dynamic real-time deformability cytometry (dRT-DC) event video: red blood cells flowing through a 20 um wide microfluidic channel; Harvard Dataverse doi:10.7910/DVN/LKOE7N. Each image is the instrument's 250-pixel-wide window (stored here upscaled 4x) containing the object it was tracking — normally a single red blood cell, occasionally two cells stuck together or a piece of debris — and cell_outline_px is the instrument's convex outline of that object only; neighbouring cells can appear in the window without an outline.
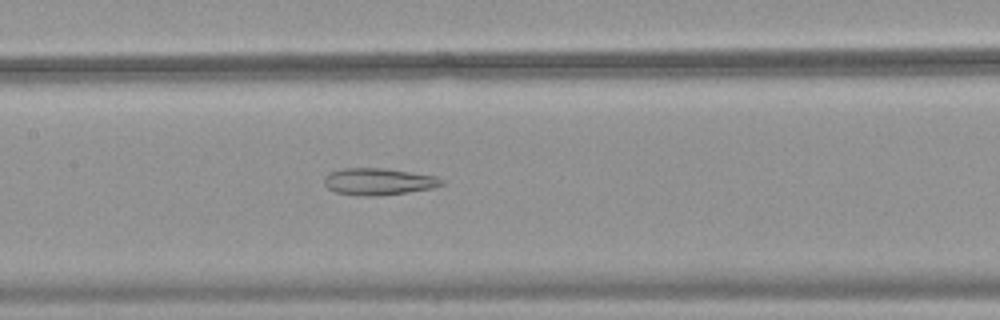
{"species": "common noctule bat (a hibernating species)", "species_latin": "Nyctalus noctula", "temperature_condition": "warm", "stored_images_in_passage": 51, "camera_frame_rate_fps": 3000, "um_per_image_px": 0.085, "animal": {"sex": "female", "body_mass_g": 18.4}, "frame": {"image": 1, "passage_image": 25, "time_ms": 8.0, "image_size_px": [1000, 320], "cell_outline_px": [[444, 184], [432, 188], [376, 196], [356, 196], [336, 192], [328, 188], [324, 184], [324, 176], [328, 172], [344, 168], [384, 168], [436, 176], [444, 180]], "centroid_in_image_um": [32.13, 15.43], "position_along_channel_um": 175.3, "area_um2": 18.38}}
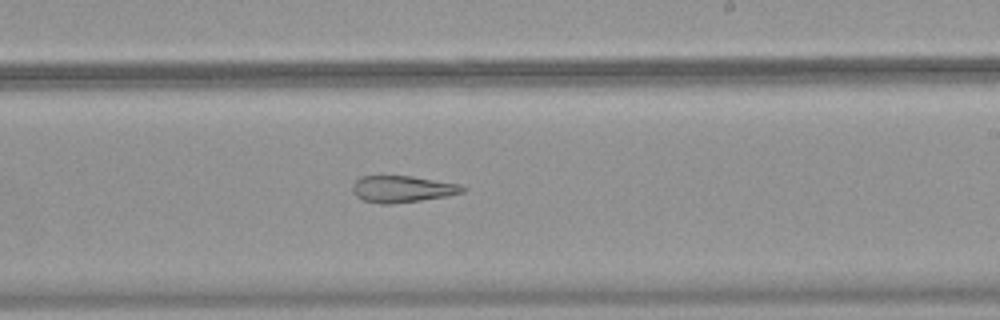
{"frame": {"image": 2, "passage_image": 31, "time_ms": 10.0, "image_size_px": [1000, 320], "cell_outline_px": [[468, 188], [464, 192], [448, 196], [392, 204], [380, 204], [364, 200], [356, 196], [352, 192], [352, 184], [360, 176], [412, 176], [460, 184]], "centroid_in_image_um": [34.21, 16.06], "position_along_channel_um": 254.8, "area_um2": 17.22}}
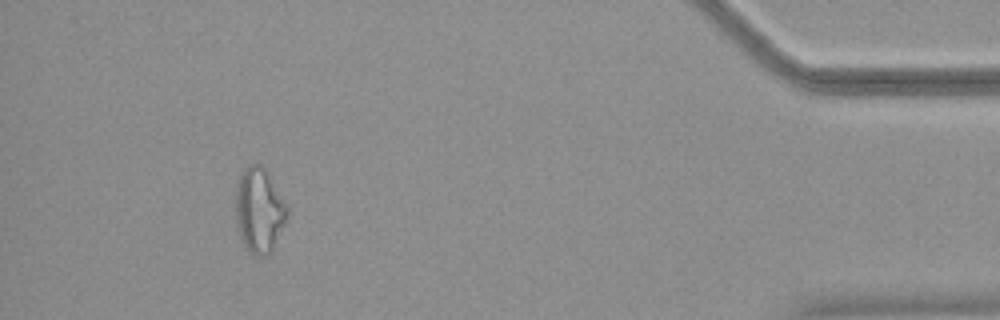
{"frame": {"image": 3, "passage_image": 47, "time_ms": 15.333, "image_size_px": [1000, 320], "cell_outline_px": [[288, 216], [272, 248], [268, 252], [260, 256], [252, 256], [248, 252], [236, 228], [236, 184], [240, 172], [244, 168], [252, 164], [260, 164], [268, 168], [288, 208]], "centroid_in_image_um": [22.02, 17.81], "position_along_channel_um": 413.2, "area_um2": 25.78}}